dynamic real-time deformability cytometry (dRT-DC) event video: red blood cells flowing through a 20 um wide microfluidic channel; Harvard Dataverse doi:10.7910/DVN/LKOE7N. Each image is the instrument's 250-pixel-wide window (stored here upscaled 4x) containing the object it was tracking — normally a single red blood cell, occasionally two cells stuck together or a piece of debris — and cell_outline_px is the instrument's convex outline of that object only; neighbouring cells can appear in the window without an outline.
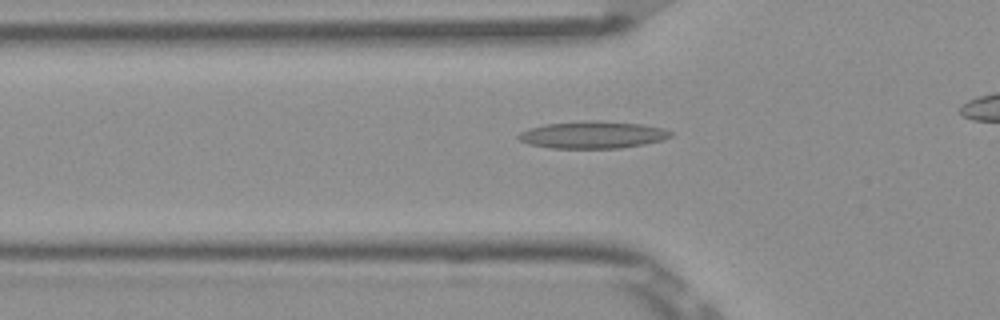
{"species": "Egyptian fruit bat (a non-hibernating species)", "species_latin": "Rousettus aegyptiacus", "temperature_condition": "room temperature", "stored_images_in_passage": 30, "camera_frame_rate_fps": 3000, "um_per_image_px": 0.085, "frame": {"image": 1, "passage_image": 3, "time_ms": 0.667, "image_size_px": [1000, 320], "cell_outline_px": [[672, 136], [664, 140], [644, 144], [620, 148], [548, 148], [528, 144], [520, 140], [516, 136], [520, 132], [528, 128], [544, 124], [580, 120], [600, 120], [640, 124], [664, 128], [672, 132]], "centroid_in_image_um": [50.36, 11.45], "position_along_channel_um": 75.4, "area_um2": 24.45}}
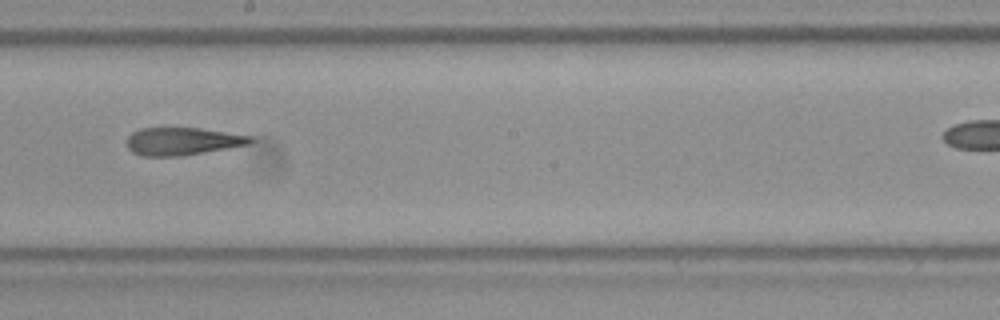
{"frame": {"image": 2, "passage_image": 15, "time_ms": 4.667, "image_size_px": [1000, 320], "cell_outline_px": [[256, 140], [248, 144], [184, 156], [140, 156], [132, 152], [128, 148], [124, 140], [132, 132], [140, 128], [200, 128], [252, 136]], "centroid_in_image_um": [15.46, 12.01], "position_along_channel_um": 232.7, "area_um2": 20.11}}
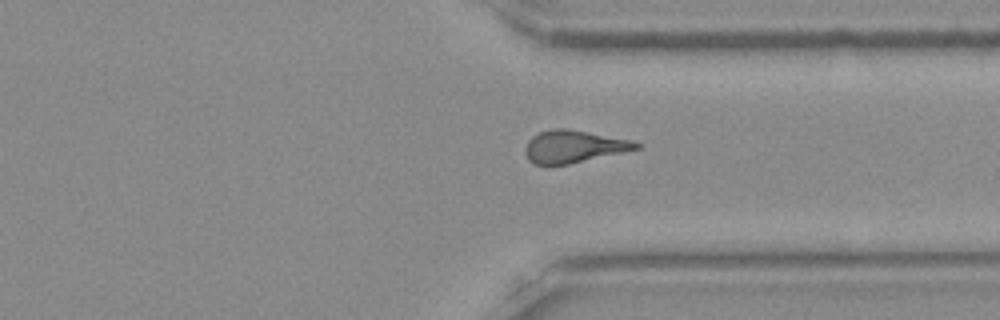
{"frame": {"image": 3, "passage_image": 25, "time_ms": 8.0, "image_size_px": [1000, 320], "cell_outline_px": [[640, 148], [568, 164], [532, 164], [528, 160], [524, 152], [524, 148], [528, 140], [532, 136], [540, 132], [556, 128], [564, 128], [588, 132], [632, 140], [640, 144]], "centroid_in_image_um": [48.72, 12.45], "position_along_channel_um": 362.7, "area_um2": 20.69}}